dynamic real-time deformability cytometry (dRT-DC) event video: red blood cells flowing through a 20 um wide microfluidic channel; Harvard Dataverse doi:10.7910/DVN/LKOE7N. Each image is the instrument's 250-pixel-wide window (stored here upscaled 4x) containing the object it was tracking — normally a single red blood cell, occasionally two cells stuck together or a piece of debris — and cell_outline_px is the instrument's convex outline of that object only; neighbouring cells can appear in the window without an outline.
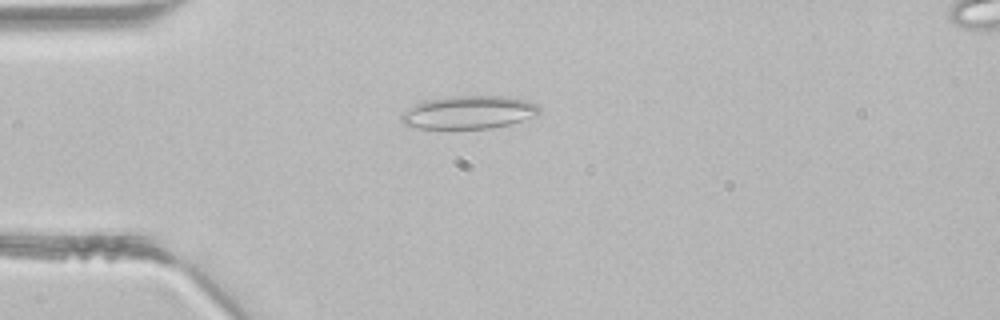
{"species": "common noctule bat (a hibernating species)", "species_latin": "Nyctalus noctula", "temperature_condition": "room temperature", "stored_images_in_passage": 2, "camera_frame_rate_fps": 3000, "um_per_image_px": 0.085, "animal": {"sex": "male", "body_mass_g": 21.5, "forearm_length_mm": 52.0}, "frame": {"image": 1, "passage_image": 2, "time_ms": 0.333, "image_size_px": [1000, 320], "cell_outline_px": [[540, 112], [536, 116], [508, 124], [492, 128], [416, 128], [404, 124], [400, 120], [400, 116], [408, 108], [424, 100], [452, 96], [504, 96], [524, 100], [536, 104], [540, 108]], "centroid_in_image_um": [39.83, 9.54], "position_along_channel_um": 45.2, "area_um2": 26.41}}